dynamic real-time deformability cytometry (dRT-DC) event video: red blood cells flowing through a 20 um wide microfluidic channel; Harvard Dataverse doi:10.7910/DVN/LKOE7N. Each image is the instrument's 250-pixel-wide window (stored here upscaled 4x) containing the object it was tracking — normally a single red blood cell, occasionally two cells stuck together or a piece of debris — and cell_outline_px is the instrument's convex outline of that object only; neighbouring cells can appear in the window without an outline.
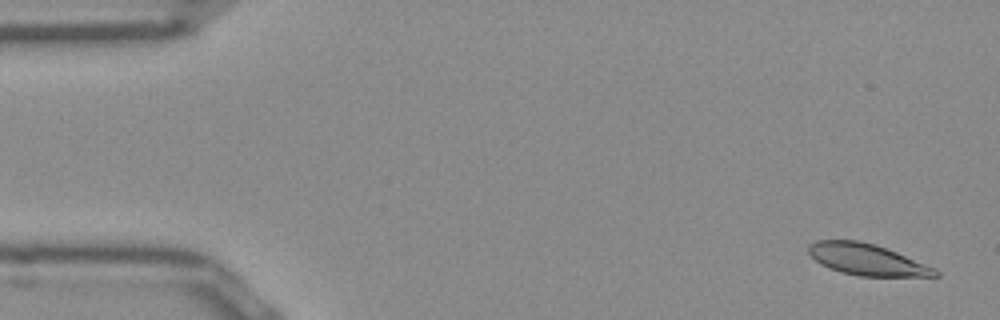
{"species": "Egyptian fruit bat (a non-hibernating species)", "species_latin": "Rousettus aegyptiacus", "temperature_condition": "room temperature", "stored_images_in_passage": 12, "camera_frame_rate_fps": 3000, "um_per_image_px": 0.085, "frame": {"image": 1, "passage_image": 2, "time_ms": 0.333, "image_size_px": [1000, 320], "cell_outline_px": [[940, 276], [860, 276], [840, 272], [820, 264], [808, 252], [808, 244], [816, 240], [856, 240], [876, 244], [936, 268], [940, 272]], "centroid_in_image_um": [73.68, 22.06], "position_along_channel_um": 11.3, "area_um2": 23.12}}